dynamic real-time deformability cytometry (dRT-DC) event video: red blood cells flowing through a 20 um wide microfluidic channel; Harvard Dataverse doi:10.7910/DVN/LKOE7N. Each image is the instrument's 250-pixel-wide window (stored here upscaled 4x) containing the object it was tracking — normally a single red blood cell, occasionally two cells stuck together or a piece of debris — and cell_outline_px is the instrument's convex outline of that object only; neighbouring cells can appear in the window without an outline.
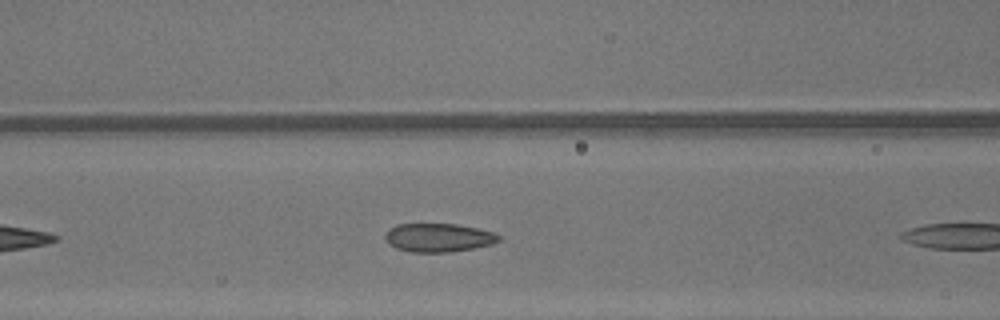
{"species": "common noctule bat (a hibernating species)", "species_latin": "Nyctalus noctula", "temperature_condition": "warm", "stored_images_in_passage": 8, "camera_frame_rate_fps": 3000, "um_per_image_px": 0.085, "animal": {"sex": "male", "body_mass_g": 13.3}, "frame": {"image": 1, "passage_image": 7, "time_ms": 2.0, "image_size_px": [1000, 320], "cell_outline_px": [[500, 240], [492, 244], [472, 248], [448, 252], [408, 252], [396, 248], [388, 244], [384, 236], [396, 224], [456, 224], [496, 232], [500, 236]], "centroid_in_image_um": [37.27, 20.2], "position_along_channel_um": 129.3, "area_um2": 18.84}}